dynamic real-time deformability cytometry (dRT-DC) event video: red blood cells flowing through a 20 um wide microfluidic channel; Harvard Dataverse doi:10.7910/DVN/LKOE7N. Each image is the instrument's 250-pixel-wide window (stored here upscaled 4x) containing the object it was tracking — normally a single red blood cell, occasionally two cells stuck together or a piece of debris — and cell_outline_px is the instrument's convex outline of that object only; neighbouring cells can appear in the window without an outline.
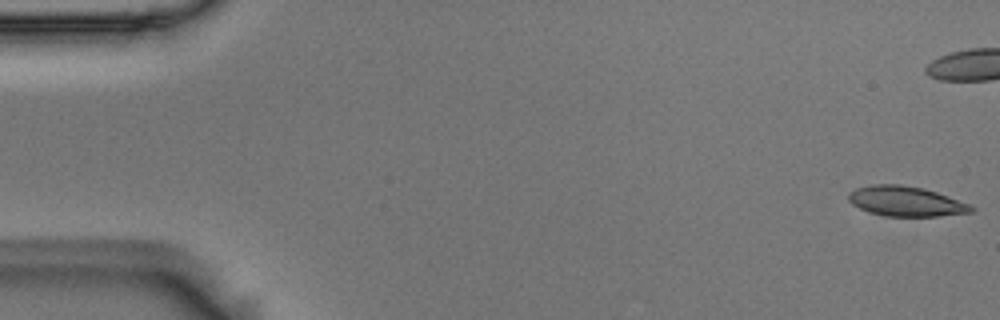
{"species": "Egyptian fruit bat (a non-hibernating species)", "species_latin": "Rousettus aegyptiacus", "temperature_condition": "room temperature", "stored_images_in_passage": 6, "camera_frame_rate_fps": 3000, "um_per_image_px": 0.085, "animal": {"sex": "male"}, "frame": {"image": 1, "passage_image": 1, "time_ms": 0.0, "image_size_px": [1000, 320], "cell_outline_px": [[976, 208], [972, 212], [940, 216], [884, 216], [868, 212], [852, 204], [848, 200], [848, 196], [856, 188], [872, 184], [900, 184], [924, 188], [936, 192], [968, 204]], "centroid_in_image_um": [76.98, 17.11], "position_along_channel_um": 8.0, "area_um2": 21.33}}